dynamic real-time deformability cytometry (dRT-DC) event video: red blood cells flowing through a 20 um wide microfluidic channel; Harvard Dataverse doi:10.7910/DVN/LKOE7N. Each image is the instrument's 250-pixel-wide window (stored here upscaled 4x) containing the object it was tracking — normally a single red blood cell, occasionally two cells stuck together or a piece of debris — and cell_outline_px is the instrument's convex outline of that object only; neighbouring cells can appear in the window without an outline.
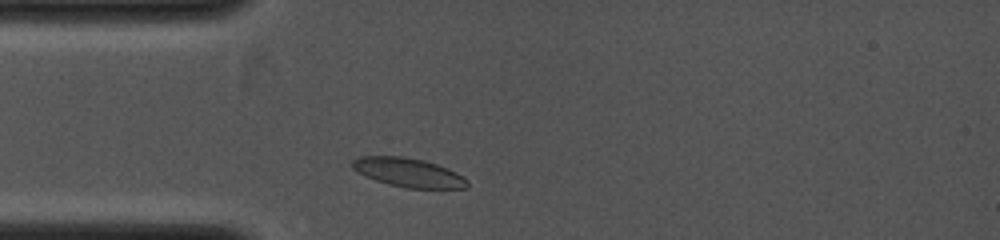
{"species": "common noctule bat (a hibernating species)", "species_latin": "Nyctalus noctula", "temperature_condition": "cold", "stored_images_in_passage": 3, "camera_frame_rate_fps": 4000, "um_per_image_px": 0.085, "animal": {"sex": "female", "body_mass_g": 19.0, "forearm_length_mm": 53.3}, "frame": {"image": 1, "passage_image": 2, "time_ms": 0.5, "image_size_px": [1000, 240], "cell_outline_px": [[468, 188], [408, 188], [388, 184], [376, 180], [352, 168], [352, 160], [360, 156], [404, 156], [424, 160], [448, 168], [464, 176], [468, 180]], "centroid_in_image_um": [34.76, 14.66], "position_along_channel_um": 50.2, "area_um2": 19.31}}